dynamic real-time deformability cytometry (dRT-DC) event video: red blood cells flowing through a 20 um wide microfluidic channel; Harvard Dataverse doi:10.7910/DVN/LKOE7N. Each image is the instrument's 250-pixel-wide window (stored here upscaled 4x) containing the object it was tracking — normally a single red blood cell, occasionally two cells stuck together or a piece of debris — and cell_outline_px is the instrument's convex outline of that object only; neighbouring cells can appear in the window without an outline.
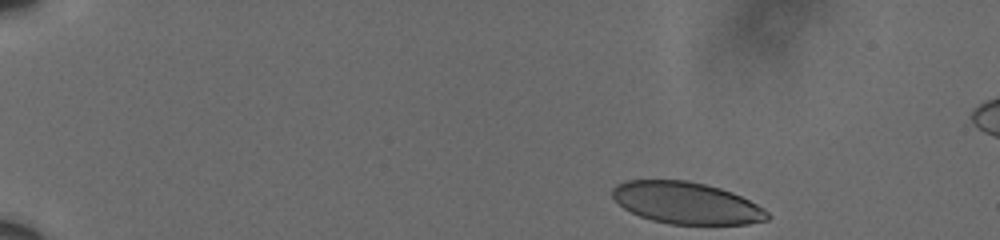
{"species": "human", "species_latin": "Homo sapiens", "temperature_condition": "cold", "stored_images_in_passage": 50, "camera_frame_rate_fps": 3000, "um_per_image_px": 0.085, "donor": {"sex": "male"}, "frame": {"image": 1, "passage_image": 1, "time_ms": 0.0, "image_size_px": [1000, 240], "cell_outline_px": [[768, 220], [748, 224], [668, 224], [652, 220], [640, 216], [624, 208], [612, 196], [612, 188], [616, 184], [628, 180], [688, 180], [720, 188], [732, 192], [764, 208], [768, 212]], "centroid_in_image_um": [58.34, 17.25], "position_along_channel_um": 26.7, "area_um2": 37.63}}
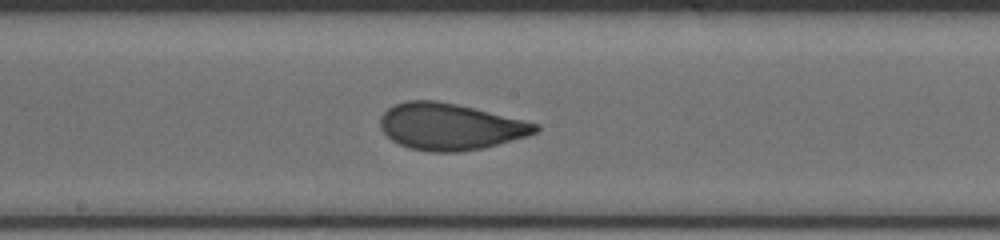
{"frame": {"image": 2, "passage_image": 26, "time_ms": 8.333, "image_size_px": [1000, 240], "cell_outline_px": [[540, 128], [536, 132], [528, 136], [484, 148], [460, 152], [428, 152], [408, 148], [392, 140], [380, 128], [380, 116], [388, 108], [396, 104], [408, 100], [432, 100], [456, 104], [524, 120], [540, 124]], "centroid_in_image_um": [38.26, 10.77], "position_along_channel_um": 209.9, "area_um2": 42.14}}
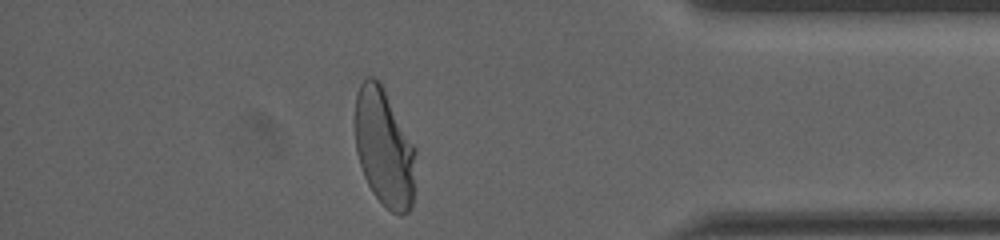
{"frame": {"image": 3, "passage_image": 44, "time_ms": 14.333, "image_size_px": [1000, 240], "cell_outline_px": [[416, 152], [412, 204], [408, 212], [400, 216], [392, 212], [372, 192], [364, 176], [356, 152], [356, 92], [360, 84], [368, 76], [372, 76], [380, 80], [416, 148]], "centroid_in_image_um": [32.67, 12.53], "position_along_channel_um": 402.5, "area_um2": 41.67}, "authors_computed_cell_mechanics": {"area_um2": 41.5871, "velocity_mm_per_s": 3.6051, "shape_relaxation_time_tau1_ms": 3.8981, "shape_relaxation_time_tau2_ms": null, "deformation_change_tau1": 0.1431, "deformation_change_tau2": null}}